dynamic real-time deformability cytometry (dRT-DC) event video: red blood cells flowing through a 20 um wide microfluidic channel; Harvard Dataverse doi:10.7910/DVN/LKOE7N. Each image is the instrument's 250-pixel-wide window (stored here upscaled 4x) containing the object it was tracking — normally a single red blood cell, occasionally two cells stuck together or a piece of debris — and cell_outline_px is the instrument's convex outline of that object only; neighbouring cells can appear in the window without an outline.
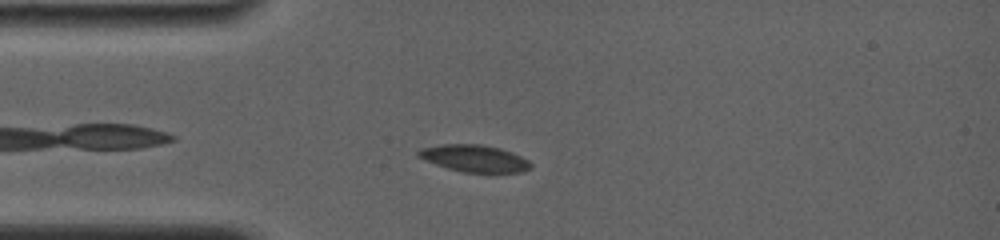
{"species": "common noctule bat (a hibernating species)", "species_latin": "Nyctalus noctula", "temperature_condition": "room temperature", "stored_images_in_passage": 27, "camera_frame_rate_fps": 4000, "um_per_image_px": 0.085, "animal": {"sex": "female", "body_mass_g": 19.0, "forearm_length_mm": 56.7}, "frame": {"image": 1, "passage_image": 3, "time_ms": 0.5, "image_size_px": [1000, 240], "cell_outline_px": [[532, 168], [520, 172], [464, 172], [448, 168], [436, 164], [416, 156], [416, 152], [420, 148], [440, 144], [480, 144], [500, 148], [512, 152], [528, 160], [532, 164]], "centroid_in_image_um": [40.31, 13.45], "position_along_channel_um": 44.7, "area_um2": 17.63}}
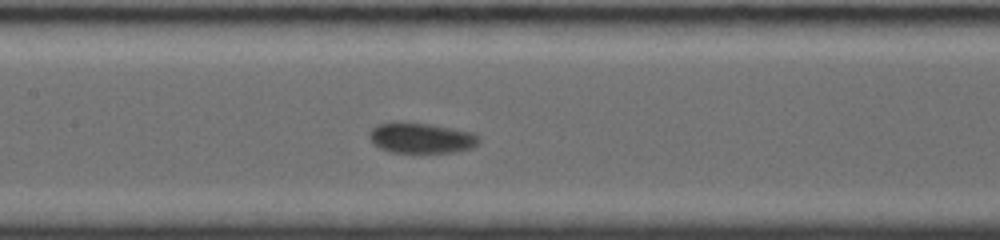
{"frame": {"image": 2, "passage_image": 17, "time_ms": 4.25, "image_size_px": [1000, 240], "cell_outline_px": [[480, 140], [472, 148], [456, 152], [392, 152], [380, 148], [372, 144], [368, 136], [368, 132], [376, 124], [396, 120], [428, 124], [452, 128], [472, 132], [480, 136]], "centroid_in_image_um": [35.75, 11.7], "position_along_channel_um": 171.7, "area_um2": 19.83}}
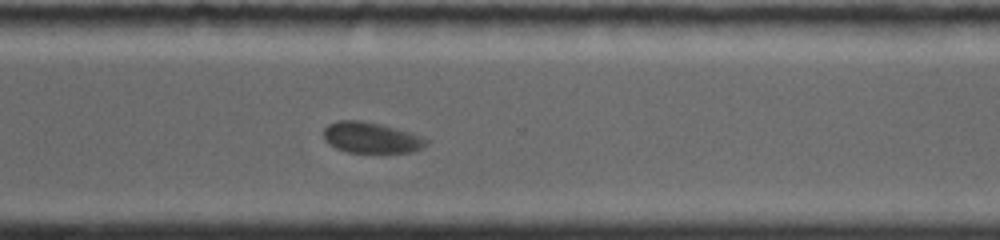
{"frame": {"image": 3, "passage_image": 27, "time_ms": 8.75, "image_size_px": [1000, 240], "cell_outline_px": [[428, 140], [420, 148], [408, 152], [348, 152], [336, 148], [328, 144], [324, 140], [324, 128], [328, 124], [336, 120], [360, 120], [380, 124], [396, 128], [420, 136]], "centroid_in_image_um": [31.46, 11.68], "position_along_channel_um": 339.1, "area_um2": 18.21}}